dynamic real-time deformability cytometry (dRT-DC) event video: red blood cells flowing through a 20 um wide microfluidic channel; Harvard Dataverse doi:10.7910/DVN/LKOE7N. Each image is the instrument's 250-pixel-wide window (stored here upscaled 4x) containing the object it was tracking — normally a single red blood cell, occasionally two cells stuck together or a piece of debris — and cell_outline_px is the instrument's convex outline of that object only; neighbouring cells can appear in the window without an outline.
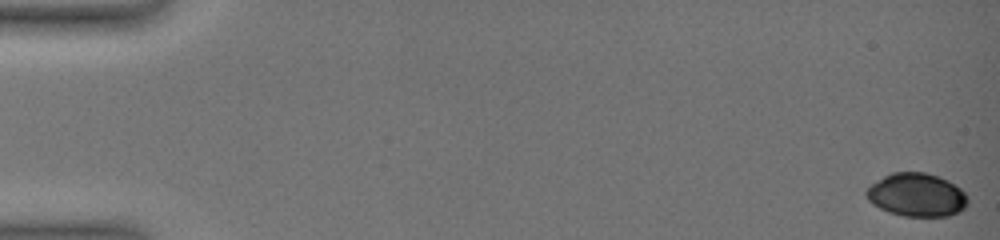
{"species": "common noctule bat (a hibernating species)", "species_latin": "Nyctalus noctula", "temperature_condition": "warm", "stored_images_in_passage": 54, "camera_frame_rate_fps": 3000, "um_per_image_px": 0.085, "animal": {"sex": "female", "body_mass_g": 19.0, "forearm_length_mm": 51.5}, "frame": {"image": 1, "passage_image": 1, "time_ms": 0.0, "image_size_px": [1000, 240], "cell_outline_px": [[968, 204], [960, 212], [948, 216], [904, 216], [888, 212], [872, 204], [868, 200], [864, 192], [872, 184], [884, 176], [892, 172], [924, 172], [940, 176], [948, 180], [960, 188], [968, 196]], "centroid_in_image_um": [77.94, 16.57], "position_along_channel_um": 7.1, "area_um2": 25.78}}
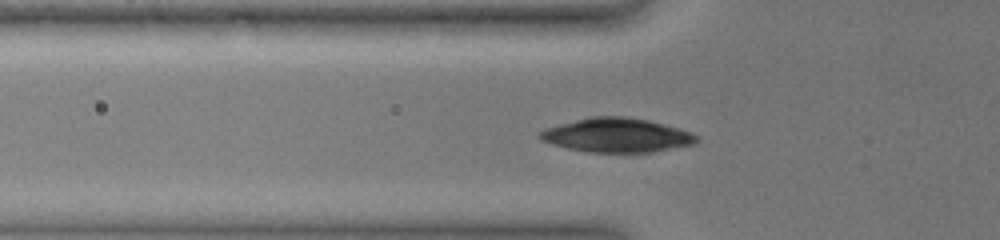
{"frame": {"image": 2, "passage_image": 17, "time_ms": 6.0, "image_size_px": [1000, 240], "cell_outline_px": [[700, 140], [696, 144], [652, 152], [588, 152], [568, 148], [552, 144], [540, 140], [536, 136], [544, 128], [592, 116], [628, 116], [648, 120], [680, 128], [692, 132], [700, 136]], "centroid_in_image_um": [52.47, 11.49], "position_along_channel_um": 73.3, "area_um2": 31.44}}
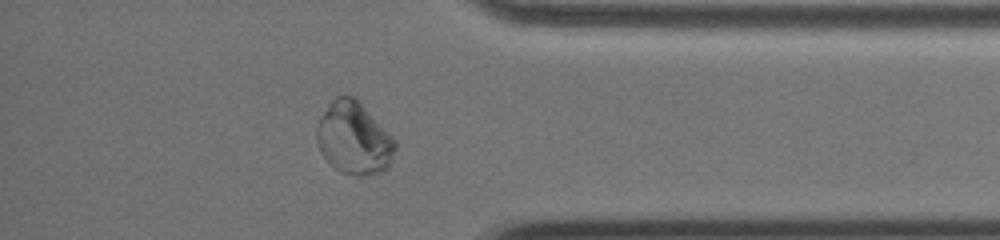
{"frame": {"image": 3, "passage_image": 44, "time_ms": 14.333, "image_size_px": [1000, 240], "cell_outline_px": [[396, 148], [388, 168], [384, 172], [364, 176], [352, 176], [340, 172], [328, 164], [320, 152], [316, 140], [316, 124], [320, 116], [328, 104], [336, 96], [344, 92], [348, 92], [396, 140]], "centroid_in_image_um": [30.04, 11.78], "position_along_channel_um": 405.2, "area_um2": 33.52}, "authors_computed_cell_mechanics": {"area_um2": 29.6803, "velocity_mm_per_s": 4.0357, "shape_relaxation_time_tau1_ms": null, "shape_relaxation_time_tau2_ms": 5.2223, "deformation_change_tau1": null, "deformation_change_tau2": 0.0294}}